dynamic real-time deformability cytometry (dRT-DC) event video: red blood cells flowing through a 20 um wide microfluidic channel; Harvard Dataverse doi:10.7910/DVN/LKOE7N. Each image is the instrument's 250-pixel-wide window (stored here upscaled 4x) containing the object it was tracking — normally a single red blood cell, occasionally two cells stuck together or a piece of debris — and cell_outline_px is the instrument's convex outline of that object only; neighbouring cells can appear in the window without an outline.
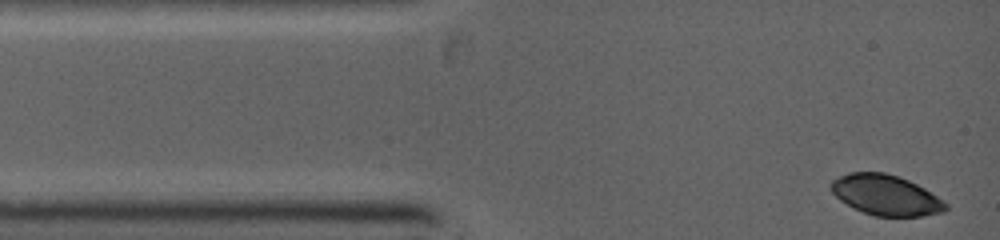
{"species": "common noctule bat (a hibernating species)", "species_latin": "Nyctalus noctula", "temperature_condition": "warm", "stored_images_in_passage": 33, "camera_frame_rate_fps": 5000, "um_per_image_px": 0.085, "animal": {"sex": "female", "body_mass_g": 19.0, "forearm_length_mm": 53.3}, "frame": {"image": 1, "passage_image": 1, "time_ms": 0.0, "image_size_px": [1000, 240], "cell_outline_px": [[948, 208], [944, 212], [920, 216], [872, 216], [840, 200], [832, 192], [828, 184], [832, 180], [848, 172], [884, 172], [908, 180], [924, 188], [944, 200], [948, 204]], "centroid_in_image_um": [75.3, 16.58], "position_along_channel_um": 9.7, "area_um2": 26.93}}
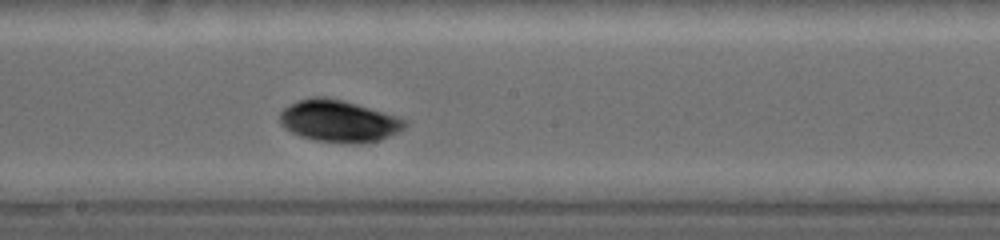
{"frame": {"image": 2, "passage_image": 19, "time_ms": 5.8, "image_size_px": [1000, 240], "cell_outline_px": [[408, 124], [404, 128], [380, 140], [360, 144], [352, 144], [316, 140], [300, 136], [292, 132], [280, 124], [280, 112], [284, 108], [300, 100], [312, 96], [324, 96], [356, 104], [384, 112], [408, 120]], "centroid_in_image_um": [28.81, 10.3], "position_along_channel_um": 219.4, "area_um2": 30.35}}
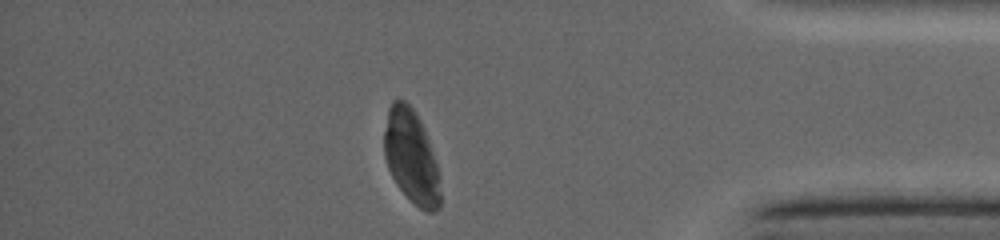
{"frame": {"image": 3, "passage_image": 33, "time_ms": 10.4, "image_size_px": [1000, 240], "cell_outline_px": [[440, 208], [432, 212], [428, 212], [420, 208], [396, 184], [388, 168], [384, 156], [384, 132], [388, 108], [392, 100], [404, 100], [416, 112], [424, 128], [440, 176]], "centroid_in_image_um": [34.95, 13.31], "position_along_channel_um": 400.2, "area_um2": 30.4}}